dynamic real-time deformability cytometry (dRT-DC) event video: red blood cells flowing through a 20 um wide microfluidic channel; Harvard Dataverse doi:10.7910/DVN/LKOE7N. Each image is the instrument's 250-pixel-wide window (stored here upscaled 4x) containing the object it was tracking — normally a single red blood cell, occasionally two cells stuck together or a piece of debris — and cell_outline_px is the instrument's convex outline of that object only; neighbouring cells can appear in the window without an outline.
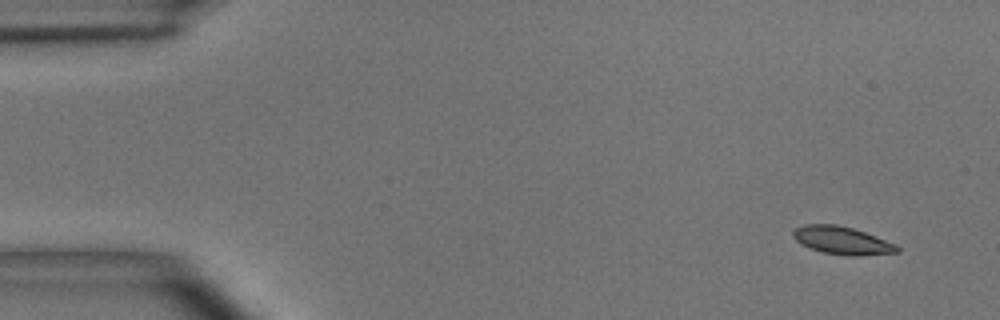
{"species": "common noctule bat (a hibernating species)", "species_latin": "Nyctalus noctula", "temperature_condition": "room temperature", "stored_images_in_passage": 5, "camera_frame_rate_fps": 3000, "um_per_image_px": 0.085, "animal": {"sex": "male", "body_mass_g": 15.6}, "frame": {"image": 1, "passage_image": 1, "time_ms": 0.0, "image_size_px": [1000, 320], "cell_outline_px": [[900, 252], [860, 256], [852, 256], [824, 252], [800, 244], [792, 236], [792, 232], [796, 228], [804, 224], [836, 224], [852, 228], [876, 236], [896, 244], [900, 248]], "centroid_in_image_um": [71.59, 20.44], "position_along_channel_um": 13.4, "area_um2": 16.82}}
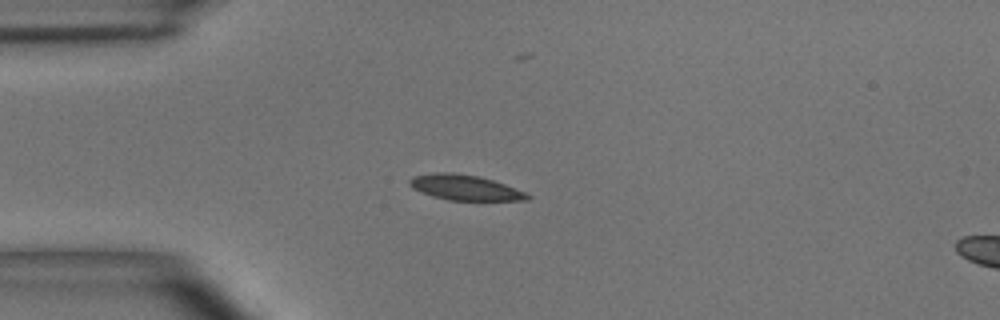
{"frame": {"image": 2, "passage_image": 4, "time_ms": 3.333, "image_size_px": [1000, 320], "cell_outline_px": [[532, 196], [528, 200], [448, 200], [432, 196], [412, 188], [408, 184], [408, 180], [412, 176], [432, 172], [452, 172], [480, 176], [504, 184], [524, 192]], "centroid_in_image_um": [39.46, 15.93], "position_along_channel_um": 45.5, "area_um2": 17.4}}